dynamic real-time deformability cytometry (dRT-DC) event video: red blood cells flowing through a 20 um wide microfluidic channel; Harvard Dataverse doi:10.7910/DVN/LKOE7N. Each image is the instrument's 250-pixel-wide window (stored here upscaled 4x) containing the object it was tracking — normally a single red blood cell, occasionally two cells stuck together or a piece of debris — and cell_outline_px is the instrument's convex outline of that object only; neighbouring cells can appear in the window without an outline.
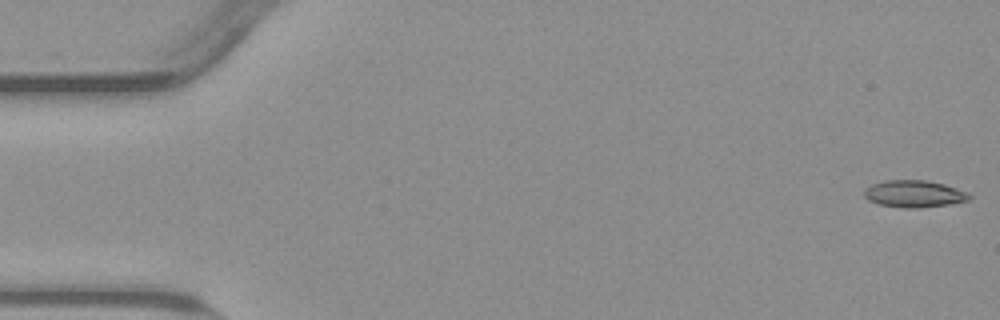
{"species": "common noctule bat (a hibernating species)", "species_latin": "Nyctalus noctula", "temperature_condition": "warm", "stored_images_in_passage": 54, "camera_frame_rate_fps": 3000, "um_per_image_px": 0.085, "animal": {"sex": "male", "body_mass_g": 23.1, "forearm_length_mm": 52.7}, "frame": {"image": 1, "passage_image": 1, "time_ms": 0.0, "image_size_px": [1000, 320], "cell_outline_px": [[972, 196], [968, 200], [948, 204], [920, 208], [904, 208], [880, 204], [868, 200], [864, 196], [864, 188], [872, 184], [884, 180], [924, 180], [944, 184], [968, 192]], "centroid_in_image_um": [77.68, 16.47], "position_along_channel_um": 7.3, "area_um2": 16.53}}
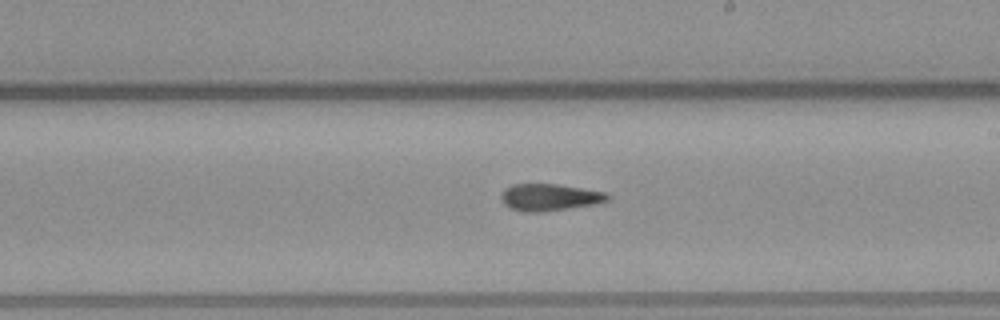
{"frame": {"image": 2, "passage_image": 31, "time_ms": 10.0, "image_size_px": [1000, 320], "cell_outline_px": [[612, 196], [608, 200], [592, 204], [568, 208], [540, 212], [524, 212], [512, 208], [504, 204], [500, 200], [500, 196], [504, 188], [512, 184], [556, 184], [608, 192]], "centroid_in_image_um": [46.7, 16.75], "position_along_channel_um": 242.3, "area_um2": 16.7}}
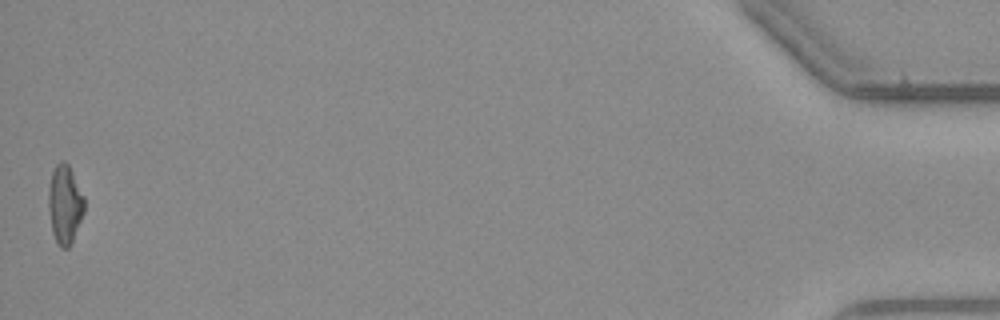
{"frame": {"image": 3, "passage_image": 54, "time_ms": 17.667, "image_size_px": [1000, 320], "cell_outline_px": [[84, 212], [72, 244], [68, 248], [60, 248], [56, 244], [52, 232], [48, 208], [48, 188], [52, 172], [56, 164], [60, 160], [64, 160], [68, 164], [84, 196]], "centroid_in_image_um": [5.5, 17.4], "position_along_channel_um": 429.7, "area_um2": 16.7}, "authors_computed_cell_mechanics": {"area_um2": 16.6175, "velocity_mm_per_s": 3.8078, "shape_relaxation_time_tau1_ms": null, "shape_relaxation_time_tau2_ms": 4.6116, "deformation_change_tau1": null, "deformation_change_tau2": 0.1259}}